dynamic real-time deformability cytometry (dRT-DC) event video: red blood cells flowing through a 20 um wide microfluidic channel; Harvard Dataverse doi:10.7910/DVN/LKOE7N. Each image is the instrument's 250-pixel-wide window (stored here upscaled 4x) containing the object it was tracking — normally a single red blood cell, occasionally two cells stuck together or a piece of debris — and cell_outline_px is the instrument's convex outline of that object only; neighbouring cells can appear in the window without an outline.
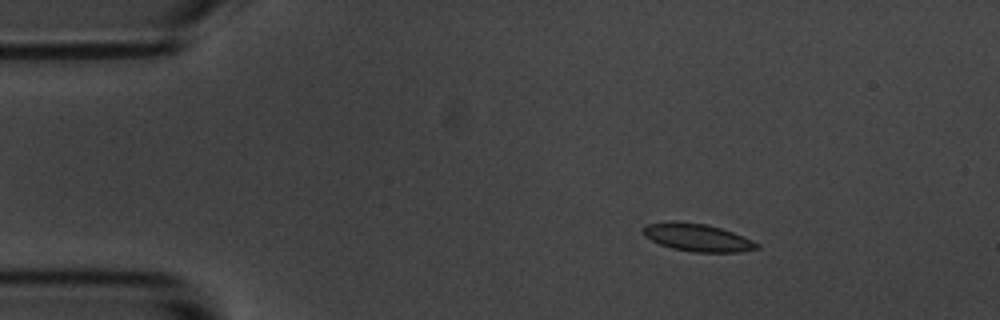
{"species": "common noctule bat (a hibernating species)", "species_latin": "Nyctalus noctula", "temperature_condition": "room temperature", "stored_images_in_passage": 4, "camera_frame_rate_fps": 3000, "um_per_image_px": 0.085, "animal": {"sex": "male", "body_mass_g": 20.1, "forearm_length_mm": 53.5}, "frame": {"image": 1, "passage_image": 2, "time_ms": 1.333, "image_size_px": [1000, 320], "cell_outline_px": [[760, 248], [740, 252], [692, 252], [672, 248], [660, 244], [644, 236], [640, 232], [640, 228], [648, 224], [668, 220], [672, 220], [704, 224], [720, 228], [732, 232], [752, 240], [760, 244]], "centroid_in_image_um": [59.23, 20.18], "position_along_channel_um": 25.8, "area_um2": 18.5}}